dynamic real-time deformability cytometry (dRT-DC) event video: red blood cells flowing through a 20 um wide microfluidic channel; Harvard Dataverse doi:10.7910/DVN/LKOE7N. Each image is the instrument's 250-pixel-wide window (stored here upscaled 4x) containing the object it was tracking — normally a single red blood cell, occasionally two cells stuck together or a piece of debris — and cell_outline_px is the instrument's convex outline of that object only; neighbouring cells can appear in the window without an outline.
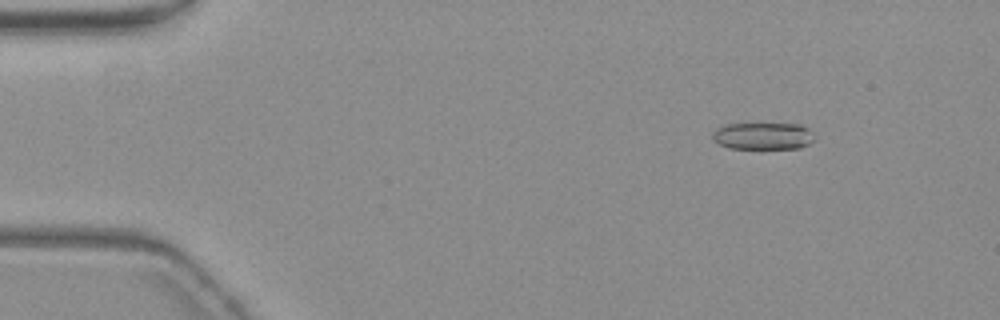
{"species": "common noctule bat (a hibernating species)", "species_latin": "Nyctalus noctula", "temperature_condition": "warm", "stored_images_in_passage": 8, "camera_frame_rate_fps": 3000, "um_per_image_px": 0.085, "animal": {"sex": "female", "body_mass_g": 19.3, "forearm_length_mm": 54.1}, "frame": {"image": 1, "passage_image": 1, "time_ms": 0.0, "image_size_px": [1000, 320], "cell_outline_px": [[812, 140], [808, 144], [800, 148], [728, 148], [712, 140], [712, 132], [716, 128], [724, 124], [800, 124], [808, 128], [812, 132]], "centroid_in_image_um": [64.81, 11.55], "position_along_channel_um": 20.2, "area_um2": 16.01}}